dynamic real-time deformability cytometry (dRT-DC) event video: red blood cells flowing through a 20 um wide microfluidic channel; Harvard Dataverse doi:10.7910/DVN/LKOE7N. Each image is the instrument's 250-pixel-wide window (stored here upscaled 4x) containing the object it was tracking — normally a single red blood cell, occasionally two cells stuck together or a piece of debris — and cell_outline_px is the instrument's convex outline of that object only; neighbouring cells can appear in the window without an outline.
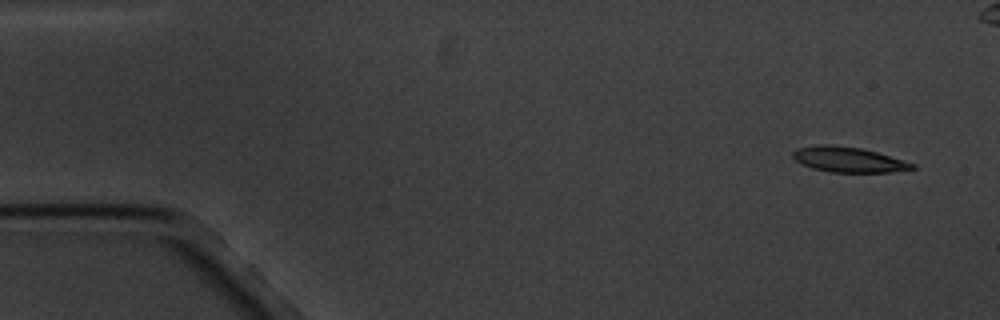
{"species": "common noctule bat (a hibernating species)", "species_latin": "Nyctalus noctula", "temperature_condition": "cold", "stored_images_in_passage": 7, "segment_of_instrument_passage": [1, 2], "camera_frame_rate_fps": 3000, "um_per_image_px": 0.085, "animal": {"sex": "male", "body_mass_g": 20.1, "forearm_length_mm": 53.5}, "frame": {"image": 1, "passage_image": 1, "time_ms": 0.0, "image_size_px": [1000, 320], "cell_outline_px": [[916, 168], [888, 172], [828, 172], [812, 168], [800, 164], [792, 156], [792, 152], [796, 148], [816, 144], [824, 144], [860, 148], [876, 152], [916, 164]], "centroid_in_image_um": [72.05, 13.56], "position_along_channel_um": 12.9, "area_um2": 17.51}}
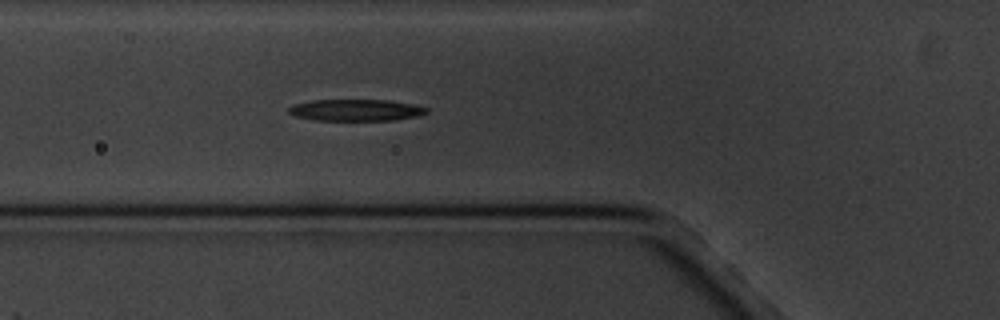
{"frame": {"image": 2, "passage_image": 6, "time_ms": 5.667, "image_size_px": [1000, 320], "cell_outline_px": [[428, 112], [416, 116], [392, 120], [312, 120], [296, 116], [288, 112], [288, 108], [292, 104], [312, 100], [388, 100], [412, 104], [428, 108]], "centroid_in_image_um": [30.21, 9.35], "position_along_channel_um": 95.6, "area_um2": 17.28}}